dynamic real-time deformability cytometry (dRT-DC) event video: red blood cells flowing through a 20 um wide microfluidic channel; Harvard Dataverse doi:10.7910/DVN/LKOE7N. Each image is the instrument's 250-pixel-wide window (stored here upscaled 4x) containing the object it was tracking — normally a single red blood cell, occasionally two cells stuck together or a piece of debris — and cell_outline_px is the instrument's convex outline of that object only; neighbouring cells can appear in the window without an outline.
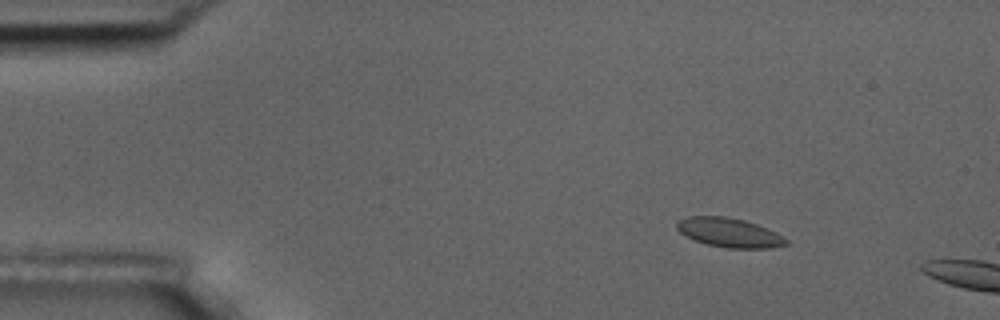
{"species": "common noctule bat (a hibernating species)", "species_latin": "Nyctalus noctula", "temperature_condition": "room temperature", "stored_images_in_passage": 5, "camera_frame_rate_fps": 3000, "um_per_image_px": 0.085, "animal": {"sex": "male", "body_mass_g": 17.5, "forearm_length_mm": 52.3}, "frame": {"image": 1, "passage_image": 2, "time_ms": 1.333, "image_size_px": [1000, 320], "cell_outline_px": [[788, 244], [772, 248], [728, 248], [708, 244], [696, 240], [680, 232], [676, 228], [676, 224], [680, 220], [688, 216], [728, 216], [744, 220], [756, 224], [776, 232], [788, 240]], "centroid_in_image_um": [62.01, 19.76], "position_along_channel_um": 23.0, "area_um2": 18.44}}